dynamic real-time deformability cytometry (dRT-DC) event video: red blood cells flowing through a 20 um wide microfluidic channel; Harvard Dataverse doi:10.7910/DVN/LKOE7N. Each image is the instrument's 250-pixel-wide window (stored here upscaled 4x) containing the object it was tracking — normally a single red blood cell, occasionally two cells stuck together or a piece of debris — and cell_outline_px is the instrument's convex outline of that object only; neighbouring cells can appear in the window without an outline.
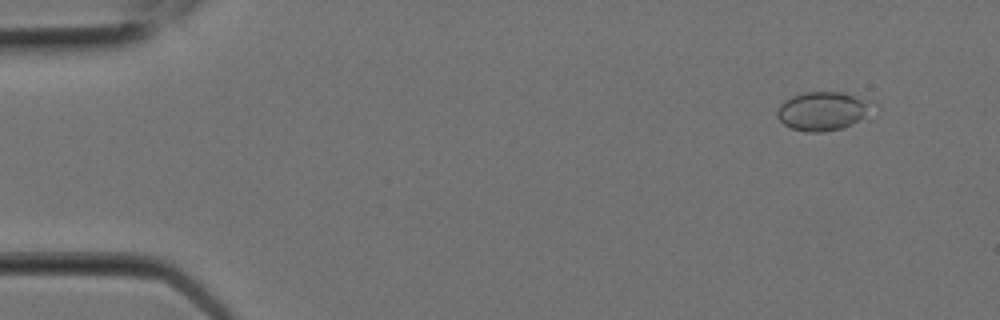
{"species": "Egyptian fruit bat (a non-hibernating species)", "species_latin": "Rousettus aegyptiacus", "temperature_condition": "room temperature", "stored_images_in_passage": 9, "camera_frame_rate_fps": 3000, "um_per_image_px": 0.085, "animal": {"sex": "female"}, "frame": {"image": 1, "passage_image": 2, "time_ms": 0.333, "image_size_px": [1000, 320], "cell_outline_px": [[872, 120], [824, 132], [804, 132], [792, 128], [784, 124], [776, 116], [776, 112], [780, 104], [784, 100], [792, 96], [804, 92], [844, 92], [860, 100], [872, 108]], "centroid_in_image_um": [69.94, 9.48], "position_along_channel_um": 15.1, "area_um2": 21.68}}
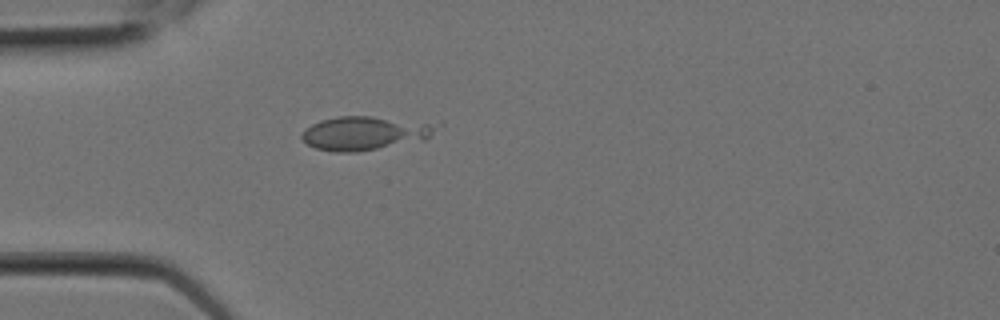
{"frame": {"image": 2, "passage_image": 6, "time_ms": 1.667, "image_size_px": [1000, 320], "cell_outline_px": [[432, 132], [424, 140], [356, 152], [336, 152], [316, 148], [308, 144], [300, 136], [304, 128], [320, 120], [336, 116], [372, 116], [428, 124], [432, 128]], "centroid_in_image_um": [30.83, 11.33], "position_along_channel_um": 54.2, "area_um2": 25.61}}